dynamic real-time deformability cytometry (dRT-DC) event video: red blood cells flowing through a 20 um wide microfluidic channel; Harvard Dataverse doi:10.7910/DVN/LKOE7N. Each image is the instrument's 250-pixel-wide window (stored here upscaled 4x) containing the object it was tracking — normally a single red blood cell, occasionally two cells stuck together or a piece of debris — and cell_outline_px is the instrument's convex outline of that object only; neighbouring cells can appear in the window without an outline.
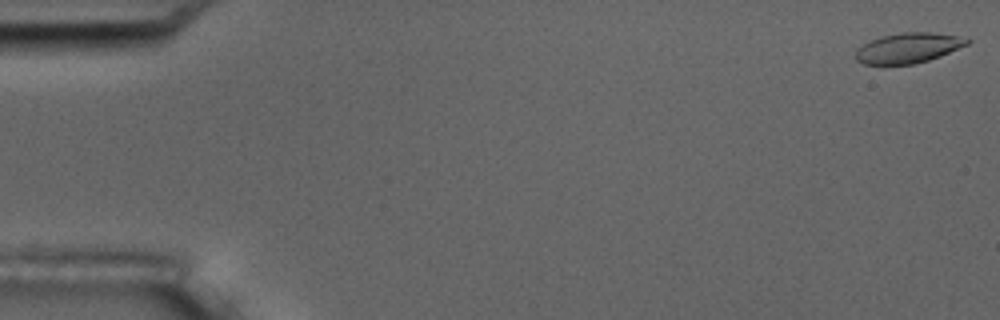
{"species": "common noctule bat (a hibernating species)", "species_latin": "Nyctalus noctula", "temperature_condition": "room temperature", "stored_images_in_passage": 6, "camera_frame_rate_fps": 3000, "um_per_image_px": 0.085, "animal": {"sex": "male", "body_mass_g": 17.5, "forearm_length_mm": 52.3}, "frame": {"image": 1, "passage_image": 1, "time_ms": 0.0, "image_size_px": [1000, 320], "cell_outline_px": [[972, 40], [968, 44], [940, 56], [916, 64], [884, 68], [864, 64], [856, 60], [856, 48], [880, 36], [904, 32], [932, 32], [956, 36]], "centroid_in_image_um": [77.12, 4.13], "position_along_channel_um": 7.9, "area_um2": 20.17}}